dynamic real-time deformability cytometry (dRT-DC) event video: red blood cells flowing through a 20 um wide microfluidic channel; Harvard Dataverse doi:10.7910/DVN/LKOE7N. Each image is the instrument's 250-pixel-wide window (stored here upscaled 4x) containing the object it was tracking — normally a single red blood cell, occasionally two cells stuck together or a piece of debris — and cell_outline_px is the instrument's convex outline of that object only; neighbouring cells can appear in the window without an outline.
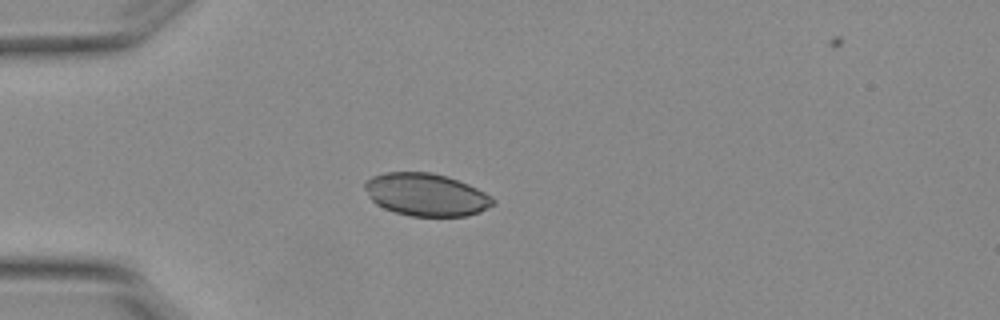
{"species": "Egyptian fruit bat (a non-hibernating species)", "species_latin": "Rousettus aegyptiacus", "temperature_condition": "warm", "stored_images_in_passage": 2, "camera_frame_rate_fps": 3000, "um_per_image_px": 0.085, "animal": {"sex": "female"}, "frame": {"image": 1, "passage_image": 1, "time_ms": 0.0, "image_size_px": [1000, 320], "cell_outline_px": [[496, 204], [480, 212], [464, 216], [412, 216], [396, 212], [384, 208], [376, 204], [368, 196], [364, 188], [364, 184], [372, 176], [384, 172], [432, 172], [448, 176], [468, 184], [492, 196], [496, 200]], "centroid_in_image_um": [36.24, 16.54], "position_along_channel_um": 48.8, "area_um2": 31.96}}